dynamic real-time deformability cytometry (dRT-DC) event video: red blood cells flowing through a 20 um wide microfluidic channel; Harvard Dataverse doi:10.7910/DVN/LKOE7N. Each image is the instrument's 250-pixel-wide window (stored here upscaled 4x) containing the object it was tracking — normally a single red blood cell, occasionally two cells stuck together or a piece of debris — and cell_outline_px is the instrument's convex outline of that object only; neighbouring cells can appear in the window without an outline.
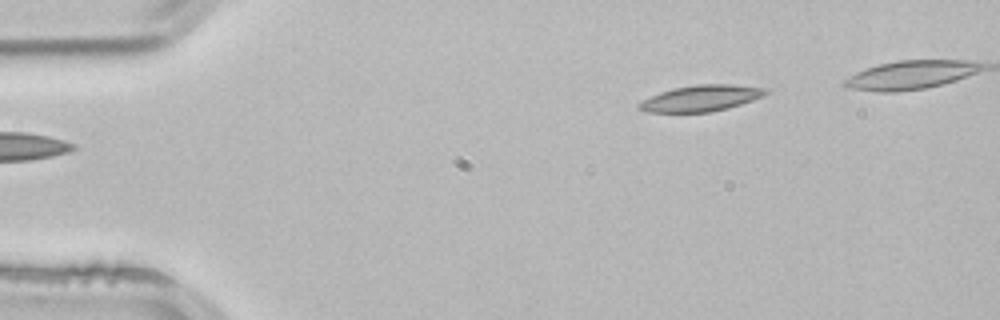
{"species": "common noctule bat (a hibernating species)", "species_latin": "Nyctalus noctula", "temperature_condition": "room temperature", "stored_images_in_passage": 4, "camera_frame_rate_fps": 3000, "um_per_image_px": 0.085, "animal": {"sex": "male", "body_mass_g": 21.5, "forearm_length_mm": 52.0}, "frame": {"image": 1, "passage_image": 4, "time_ms": 1.0, "image_size_px": [1000, 320], "cell_outline_px": [[768, 92], [764, 96], [728, 108], [712, 112], [644, 112], [636, 108], [636, 104], [660, 92], [672, 88], [696, 84], [732, 84], [768, 88]], "centroid_in_image_um": [59.58, 8.35], "position_along_channel_um": 25.4, "area_um2": 19.42}}